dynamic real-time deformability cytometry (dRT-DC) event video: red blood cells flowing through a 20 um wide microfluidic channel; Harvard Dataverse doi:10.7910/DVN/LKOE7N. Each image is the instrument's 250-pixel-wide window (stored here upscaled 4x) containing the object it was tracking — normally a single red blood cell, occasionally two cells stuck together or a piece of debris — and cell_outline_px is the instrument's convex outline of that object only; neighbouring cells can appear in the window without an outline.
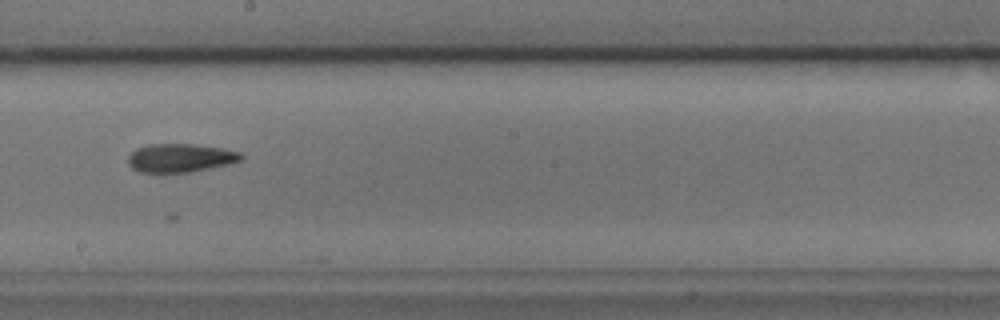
{"species": "common noctule bat (a hibernating species)", "species_latin": "Nyctalus noctula", "temperature_condition": "cold", "stored_images_in_passage": 30, "camera_frame_rate_fps": 3000, "um_per_image_px": 0.085, "animal": {"sex": "male", "body_mass_g": 17.9, "forearm_length_mm": 54.2}, "frame": {"image": 1, "passage_image": 14, "time_ms": 4.333, "image_size_px": [1000, 320], "cell_outline_px": [[244, 156], [240, 160], [228, 164], [188, 172], [140, 172], [132, 168], [128, 164], [128, 156], [136, 148], [148, 144], [192, 144], [224, 148], [240, 152]], "centroid_in_image_um": [15.31, 13.41], "position_along_channel_um": 232.9, "area_um2": 18.67}}
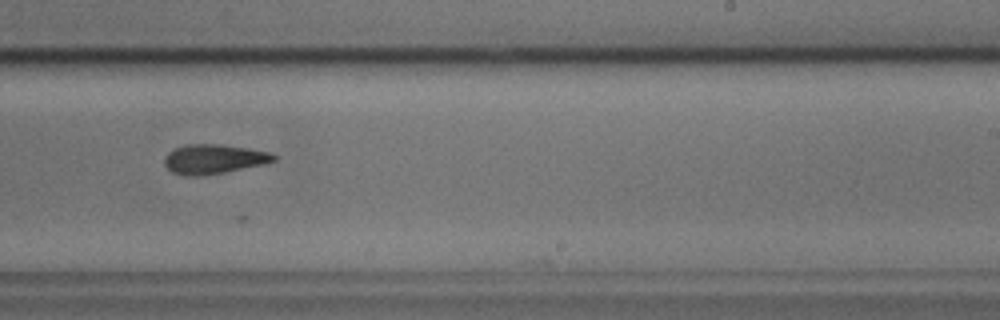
{"frame": {"image": 2, "passage_image": 17, "time_ms": 5.333, "image_size_px": [1000, 320], "cell_outline_px": [[276, 160], [264, 164], [224, 172], [200, 176], [192, 176], [172, 172], [164, 164], [164, 160], [168, 152], [176, 148], [188, 144], [220, 144], [248, 148], [268, 152], [276, 156]], "centroid_in_image_um": [18.17, 13.51], "position_along_channel_um": 270.8, "area_um2": 18.55}}
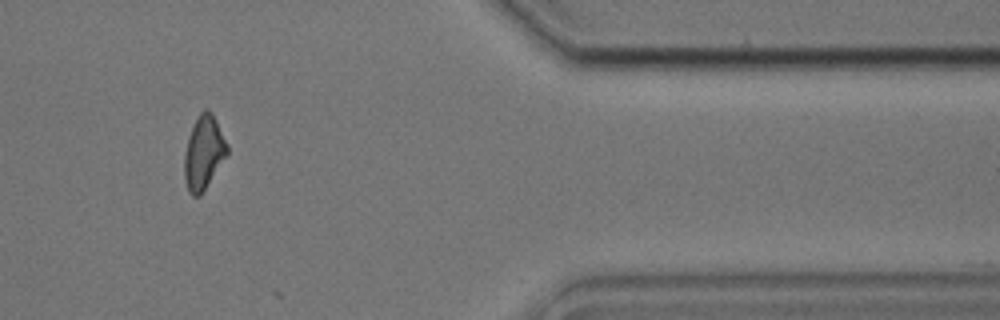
{"frame": {"image": 3, "passage_image": 29, "time_ms": 9.333, "image_size_px": [1000, 320], "cell_outline_px": [[228, 156], [200, 196], [192, 196], [188, 192], [184, 180], [184, 156], [188, 136], [200, 112], [204, 108], [208, 108], [212, 112], [228, 144]], "centroid_in_image_um": [17.32, 12.99], "position_along_channel_um": 394.1, "area_um2": 18.67}}